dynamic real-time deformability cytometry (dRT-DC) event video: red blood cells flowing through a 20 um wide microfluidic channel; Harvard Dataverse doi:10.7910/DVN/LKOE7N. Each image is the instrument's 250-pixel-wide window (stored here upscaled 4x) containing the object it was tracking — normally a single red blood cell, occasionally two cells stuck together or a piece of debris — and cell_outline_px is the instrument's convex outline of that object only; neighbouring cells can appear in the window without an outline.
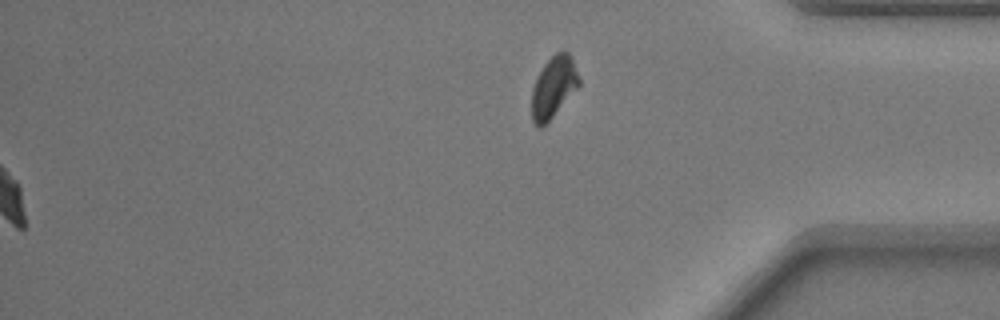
{"species": "common noctule bat (a hibernating species)", "species_latin": "Nyctalus noctula", "temperature_condition": "warm", "stored_images_in_passage": 44, "segment_of_instrument_passage": [2, 2], "camera_frame_rate_fps": 3000, "um_per_image_px": 0.085, "animal": {"sex": "male", "body_mass_g": 17.9}, "frame": {"image": 1, "passage_image": 44, "time_ms": 14.333, "image_size_px": [1000, 320], "cell_outline_px": [[580, 84], [552, 116], [540, 128], [532, 120], [532, 88], [536, 76], [544, 64], [556, 52], [568, 52], [572, 60], [580, 80]], "centroid_in_image_um": [47.02, 7.38], "position_along_channel_um": 388.2, "area_um2": 16.36}}